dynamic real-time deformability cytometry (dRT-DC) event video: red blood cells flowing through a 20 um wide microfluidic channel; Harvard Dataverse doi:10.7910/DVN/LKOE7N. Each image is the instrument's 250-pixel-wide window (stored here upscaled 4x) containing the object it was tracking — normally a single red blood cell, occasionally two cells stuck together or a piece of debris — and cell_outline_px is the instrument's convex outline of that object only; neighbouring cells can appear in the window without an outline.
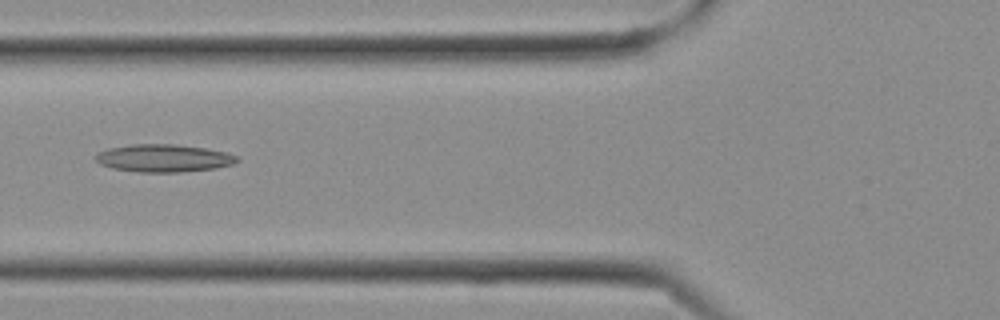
{"species": "Egyptian fruit bat (a non-hibernating species)", "species_latin": "Rousettus aegyptiacus", "temperature_condition": "cold", "stored_images_in_passage": 9, "camera_frame_rate_fps": 3000, "um_per_image_px": 0.085, "frame": {"image": 1, "passage_image": 8, "time_ms": 2.333, "image_size_px": [1000, 320], "cell_outline_px": [[240, 160], [232, 164], [216, 168], [180, 172], [140, 172], [112, 168], [100, 164], [92, 156], [108, 148], [132, 144], [172, 144], [208, 148], [228, 152], [240, 156]], "centroid_in_image_um": [13.95, 13.44], "position_along_channel_um": 111.9, "area_um2": 23.0}}